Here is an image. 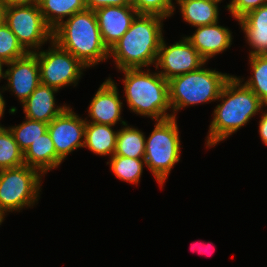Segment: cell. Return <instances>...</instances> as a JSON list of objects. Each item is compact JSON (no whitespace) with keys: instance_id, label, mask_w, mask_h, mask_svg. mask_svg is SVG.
<instances>
[{"instance_id":"6da1fadb","label":"cell","mask_w":267,"mask_h":267,"mask_svg":"<svg viewBox=\"0 0 267 267\" xmlns=\"http://www.w3.org/2000/svg\"><path fill=\"white\" fill-rule=\"evenodd\" d=\"M241 83V79L231 76L224 84L218 97L222 103L214 109L206 146L212 147L228 138L265 105L250 88Z\"/></svg>"},{"instance_id":"7a4b0ae2","label":"cell","mask_w":267,"mask_h":267,"mask_svg":"<svg viewBox=\"0 0 267 267\" xmlns=\"http://www.w3.org/2000/svg\"><path fill=\"white\" fill-rule=\"evenodd\" d=\"M158 15L138 14L128 31L109 49L119 70L148 67L157 61L162 41V23Z\"/></svg>"},{"instance_id":"3957f363","label":"cell","mask_w":267,"mask_h":267,"mask_svg":"<svg viewBox=\"0 0 267 267\" xmlns=\"http://www.w3.org/2000/svg\"><path fill=\"white\" fill-rule=\"evenodd\" d=\"M53 41L73 54L86 67L94 66L110 57L93 10L86 9L62 21L53 29Z\"/></svg>"},{"instance_id":"277c9868","label":"cell","mask_w":267,"mask_h":267,"mask_svg":"<svg viewBox=\"0 0 267 267\" xmlns=\"http://www.w3.org/2000/svg\"><path fill=\"white\" fill-rule=\"evenodd\" d=\"M125 74L124 91L129 109L156 121L172 118L167 114L171 108L169 86L159 73L151 74L141 68L122 69Z\"/></svg>"},{"instance_id":"5b68a950","label":"cell","mask_w":267,"mask_h":267,"mask_svg":"<svg viewBox=\"0 0 267 267\" xmlns=\"http://www.w3.org/2000/svg\"><path fill=\"white\" fill-rule=\"evenodd\" d=\"M230 77L231 75L200 67L168 80L170 106L175 111L172 117L176 118V111L183 107L217 100Z\"/></svg>"},{"instance_id":"8992f818","label":"cell","mask_w":267,"mask_h":267,"mask_svg":"<svg viewBox=\"0 0 267 267\" xmlns=\"http://www.w3.org/2000/svg\"><path fill=\"white\" fill-rule=\"evenodd\" d=\"M180 160V139L176 118L157 121L145 140L144 161L161 186Z\"/></svg>"},{"instance_id":"52a82bcc","label":"cell","mask_w":267,"mask_h":267,"mask_svg":"<svg viewBox=\"0 0 267 267\" xmlns=\"http://www.w3.org/2000/svg\"><path fill=\"white\" fill-rule=\"evenodd\" d=\"M42 173L26 164L0 170V212L20 210L38 199Z\"/></svg>"},{"instance_id":"ba28073f","label":"cell","mask_w":267,"mask_h":267,"mask_svg":"<svg viewBox=\"0 0 267 267\" xmlns=\"http://www.w3.org/2000/svg\"><path fill=\"white\" fill-rule=\"evenodd\" d=\"M2 12L3 21L28 53L32 52L30 48H39L49 39L53 41V30L46 23L39 5L2 6Z\"/></svg>"},{"instance_id":"9c48e42d","label":"cell","mask_w":267,"mask_h":267,"mask_svg":"<svg viewBox=\"0 0 267 267\" xmlns=\"http://www.w3.org/2000/svg\"><path fill=\"white\" fill-rule=\"evenodd\" d=\"M48 51L36 52L40 68V83L55 89L78 82L86 66L70 52L51 41Z\"/></svg>"},{"instance_id":"30bf717a","label":"cell","mask_w":267,"mask_h":267,"mask_svg":"<svg viewBox=\"0 0 267 267\" xmlns=\"http://www.w3.org/2000/svg\"><path fill=\"white\" fill-rule=\"evenodd\" d=\"M184 38L168 47L162 38L155 65L156 69L158 66L163 69V71H159V74L167 81L173 77L198 70L206 63L196 48L186 37Z\"/></svg>"},{"instance_id":"8fae6325","label":"cell","mask_w":267,"mask_h":267,"mask_svg":"<svg viewBox=\"0 0 267 267\" xmlns=\"http://www.w3.org/2000/svg\"><path fill=\"white\" fill-rule=\"evenodd\" d=\"M86 120L78 117L67 107L49 124L47 131L54 143L57 156L63 161L66 156L79 147H84Z\"/></svg>"},{"instance_id":"7c38bea8","label":"cell","mask_w":267,"mask_h":267,"mask_svg":"<svg viewBox=\"0 0 267 267\" xmlns=\"http://www.w3.org/2000/svg\"><path fill=\"white\" fill-rule=\"evenodd\" d=\"M5 65L11 67L5 71V78L8 80L7 88L12 90L23 103L41 84L37 56L30 52Z\"/></svg>"},{"instance_id":"4fadbf2b","label":"cell","mask_w":267,"mask_h":267,"mask_svg":"<svg viewBox=\"0 0 267 267\" xmlns=\"http://www.w3.org/2000/svg\"><path fill=\"white\" fill-rule=\"evenodd\" d=\"M94 12L102 41L108 50L128 31L139 14L132 5L106 6Z\"/></svg>"},{"instance_id":"5bb4252c","label":"cell","mask_w":267,"mask_h":267,"mask_svg":"<svg viewBox=\"0 0 267 267\" xmlns=\"http://www.w3.org/2000/svg\"><path fill=\"white\" fill-rule=\"evenodd\" d=\"M117 86L110 78L102 83L89 105L92 123L114 126L121 119L122 102Z\"/></svg>"},{"instance_id":"9a60e30c","label":"cell","mask_w":267,"mask_h":267,"mask_svg":"<svg viewBox=\"0 0 267 267\" xmlns=\"http://www.w3.org/2000/svg\"><path fill=\"white\" fill-rule=\"evenodd\" d=\"M217 24L218 22L197 26L196 32L192 36L186 37L206 62L209 58L230 47L232 42L228 28Z\"/></svg>"},{"instance_id":"2e32d148","label":"cell","mask_w":267,"mask_h":267,"mask_svg":"<svg viewBox=\"0 0 267 267\" xmlns=\"http://www.w3.org/2000/svg\"><path fill=\"white\" fill-rule=\"evenodd\" d=\"M58 90L40 84L34 92L22 103L25 118L37 120L49 124L54 118L60 115L67 106L55 108L54 93Z\"/></svg>"},{"instance_id":"e0dca14e","label":"cell","mask_w":267,"mask_h":267,"mask_svg":"<svg viewBox=\"0 0 267 267\" xmlns=\"http://www.w3.org/2000/svg\"><path fill=\"white\" fill-rule=\"evenodd\" d=\"M245 32L253 55H267V4L252 10L238 20Z\"/></svg>"},{"instance_id":"ac0fdd59","label":"cell","mask_w":267,"mask_h":267,"mask_svg":"<svg viewBox=\"0 0 267 267\" xmlns=\"http://www.w3.org/2000/svg\"><path fill=\"white\" fill-rule=\"evenodd\" d=\"M23 158L27 166L37 169L43 175L47 171L59 166L62 162L56 154L54 143L48 131L30 144L23 153Z\"/></svg>"},{"instance_id":"d6986e66","label":"cell","mask_w":267,"mask_h":267,"mask_svg":"<svg viewBox=\"0 0 267 267\" xmlns=\"http://www.w3.org/2000/svg\"><path fill=\"white\" fill-rule=\"evenodd\" d=\"M117 132L112 125L98 124L86 121L84 147H88L98 155H114L116 148Z\"/></svg>"},{"instance_id":"ffe728a7","label":"cell","mask_w":267,"mask_h":267,"mask_svg":"<svg viewBox=\"0 0 267 267\" xmlns=\"http://www.w3.org/2000/svg\"><path fill=\"white\" fill-rule=\"evenodd\" d=\"M222 0H177L186 22L194 27L218 22V3Z\"/></svg>"},{"instance_id":"44dd1931","label":"cell","mask_w":267,"mask_h":267,"mask_svg":"<svg viewBox=\"0 0 267 267\" xmlns=\"http://www.w3.org/2000/svg\"><path fill=\"white\" fill-rule=\"evenodd\" d=\"M39 9L53 30L64 21V17L85 11L86 7L84 0H40Z\"/></svg>"},{"instance_id":"7402d4cb","label":"cell","mask_w":267,"mask_h":267,"mask_svg":"<svg viewBox=\"0 0 267 267\" xmlns=\"http://www.w3.org/2000/svg\"><path fill=\"white\" fill-rule=\"evenodd\" d=\"M120 121L125 127L117 133L114 155L144 159L146 140L144 134L138 129L127 126L125 121Z\"/></svg>"},{"instance_id":"603a6c76","label":"cell","mask_w":267,"mask_h":267,"mask_svg":"<svg viewBox=\"0 0 267 267\" xmlns=\"http://www.w3.org/2000/svg\"><path fill=\"white\" fill-rule=\"evenodd\" d=\"M23 152L20 150L9 128H0V170L24 165Z\"/></svg>"},{"instance_id":"cb8c5ba5","label":"cell","mask_w":267,"mask_h":267,"mask_svg":"<svg viewBox=\"0 0 267 267\" xmlns=\"http://www.w3.org/2000/svg\"><path fill=\"white\" fill-rule=\"evenodd\" d=\"M254 75L244 85L267 106V55L249 56Z\"/></svg>"},{"instance_id":"d4e9b609","label":"cell","mask_w":267,"mask_h":267,"mask_svg":"<svg viewBox=\"0 0 267 267\" xmlns=\"http://www.w3.org/2000/svg\"><path fill=\"white\" fill-rule=\"evenodd\" d=\"M110 166L114 175L123 181L138 183L143 171L144 159L129 158L119 155L110 157ZM144 162V163H143Z\"/></svg>"},{"instance_id":"484cf974","label":"cell","mask_w":267,"mask_h":267,"mask_svg":"<svg viewBox=\"0 0 267 267\" xmlns=\"http://www.w3.org/2000/svg\"><path fill=\"white\" fill-rule=\"evenodd\" d=\"M47 128L48 124L45 122L26 118V121L22 124L11 127L9 130L12 132L20 150L24 153L33 141H36L39 136L47 131Z\"/></svg>"},{"instance_id":"4316f807","label":"cell","mask_w":267,"mask_h":267,"mask_svg":"<svg viewBox=\"0 0 267 267\" xmlns=\"http://www.w3.org/2000/svg\"><path fill=\"white\" fill-rule=\"evenodd\" d=\"M27 53L28 51L18 42L15 34L2 21L0 23V60L7 64L24 57Z\"/></svg>"},{"instance_id":"83f0119b","label":"cell","mask_w":267,"mask_h":267,"mask_svg":"<svg viewBox=\"0 0 267 267\" xmlns=\"http://www.w3.org/2000/svg\"><path fill=\"white\" fill-rule=\"evenodd\" d=\"M131 4L139 14L167 18L174 12L172 0H131Z\"/></svg>"},{"instance_id":"f1b7e54d","label":"cell","mask_w":267,"mask_h":267,"mask_svg":"<svg viewBox=\"0 0 267 267\" xmlns=\"http://www.w3.org/2000/svg\"><path fill=\"white\" fill-rule=\"evenodd\" d=\"M267 4V0H232L227 8L238 21L252 10Z\"/></svg>"},{"instance_id":"f546056e","label":"cell","mask_w":267,"mask_h":267,"mask_svg":"<svg viewBox=\"0 0 267 267\" xmlns=\"http://www.w3.org/2000/svg\"><path fill=\"white\" fill-rule=\"evenodd\" d=\"M88 10H97L106 6H128L132 5L131 0H84Z\"/></svg>"},{"instance_id":"4dcf8cb0","label":"cell","mask_w":267,"mask_h":267,"mask_svg":"<svg viewBox=\"0 0 267 267\" xmlns=\"http://www.w3.org/2000/svg\"><path fill=\"white\" fill-rule=\"evenodd\" d=\"M40 0H0L1 6H32L39 5Z\"/></svg>"},{"instance_id":"1f68e13d","label":"cell","mask_w":267,"mask_h":267,"mask_svg":"<svg viewBox=\"0 0 267 267\" xmlns=\"http://www.w3.org/2000/svg\"><path fill=\"white\" fill-rule=\"evenodd\" d=\"M259 133L262 141L267 145V112L263 113L259 122Z\"/></svg>"},{"instance_id":"d6a6232c","label":"cell","mask_w":267,"mask_h":267,"mask_svg":"<svg viewBox=\"0 0 267 267\" xmlns=\"http://www.w3.org/2000/svg\"><path fill=\"white\" fill-rule=\"evenodd\" d=\"M4 109H5V100L3 99V96L0 93V118L3 116Z\"/></svg>"},{"instance_id":"836d02e7","label":"cell","mask_w":267,"mask_h":267,"mask_svg":"<svg viewBox=\"0 0 267 267\" xmlns=\"http://www.w3.org/2000/svg\"><path fill=\"white\" fill-rule=\"evenodd\" d=\"M5 63L0 60V79L5 78V73L2 71V67Z\"/></svg>"},{"instance_id":"e575fe53","label":"cell","mask_w":267,"mask_h":267,"mask_svg":"<svg viewBox=\"0 0 267 267\" xmlns=\"http://www.w3.org/2000/svg\"><path fill=\"white\" fill-rule=\"evenodd\" d=\"M3 21L2 6L0 5V23Z\"/></svg>"},{"instance_id":"d590c367","label":"cell","mask_w":267,"mask_h":267,"mask_svg":"<svg viewBox=\"0 0 267 267\" xmlns=\"http://www.w3.org/2000/svg\"><path fill=\"white\" fill-rule=\"evenodd\" d=\"M4 220V214L2 212H0V225Z\"/></svg>"},{"instance_id":"8d00e7d4","label":"cell","mask_w":267,"mask_h":267,"mask_svg":"<svg viewBox=\"0 0 267 267\" xmlns=\"http://www.w3.org/2000/svg\"><path fill=\"white\" fill-rule=\"evenodd\" d=\"M194 246V245H193ZM210 245H206V249H208V247H209ZM193 250H194V248H193ZM200 253H201V250L199 251Z\"/></svg>"}]
</instances>
